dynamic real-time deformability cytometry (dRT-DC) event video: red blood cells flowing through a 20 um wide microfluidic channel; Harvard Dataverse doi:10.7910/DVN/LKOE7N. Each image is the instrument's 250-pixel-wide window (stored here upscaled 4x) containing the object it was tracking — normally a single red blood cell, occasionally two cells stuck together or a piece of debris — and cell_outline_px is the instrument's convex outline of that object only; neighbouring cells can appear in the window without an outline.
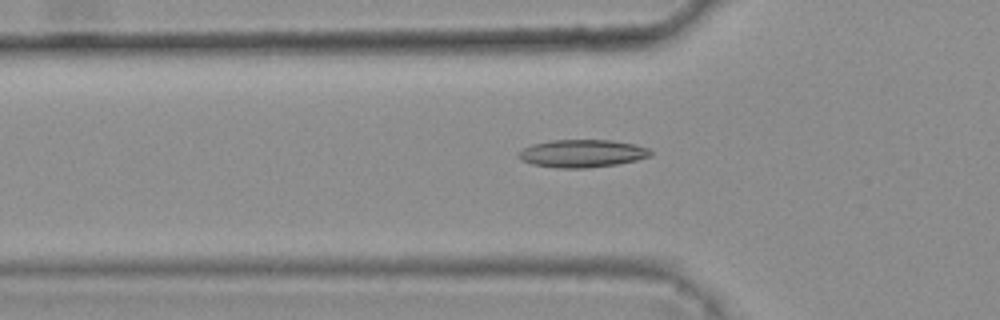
{"species": "common noctule bat (a hibernating species)", "species_latin": "Nyctalus noctula", "temperature_condition": "warm", "stored_images_in_passage": 47, "camera_frame_rate_fps": 3000, "um_per_image_px": 0.085, "animal": {"sex": "female", "body_mass_g": 25.1}, "frame": {"image": 1, "passage_image": 18, "time_ms": 5.667, "image_size_px": [1000, 320], "cell_outline_px": [[652, 156], [636, 160], [616, 164], [588, 168], [560, 168], [532, 164], [516, 156], [524, 148], [532, 144], [548, 140], [612, 140], [636, 144], [648, 148], [652, 152]], "centroid_in_image_um": [49.51, 13.03], "position_along_channel_um": 76.3, "area_um2": 21.33}}
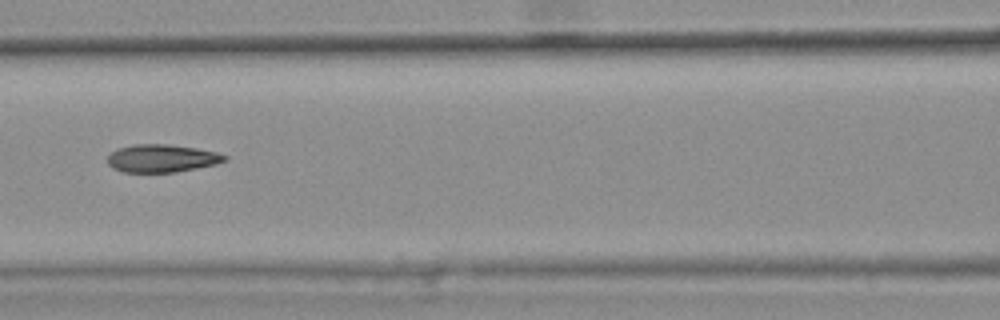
{"frame": {"image": 2, "passage_image": 24, "time_ms": 7.667, "image_size_px": [1000, 320], "cell_outline_px": [[228, 156], [224, 160], [216, 164], [176, 172], [124, 172], [112, 168], [108, 164], [108, 156], [112, 152], [120, 148], [132, 144], [168, 144], [196, 148], [216, 152]], "centroid_in_image_um": [13.74, 13.46], "position_along_channel_um": 152.9, "area_um2": 18.84}}
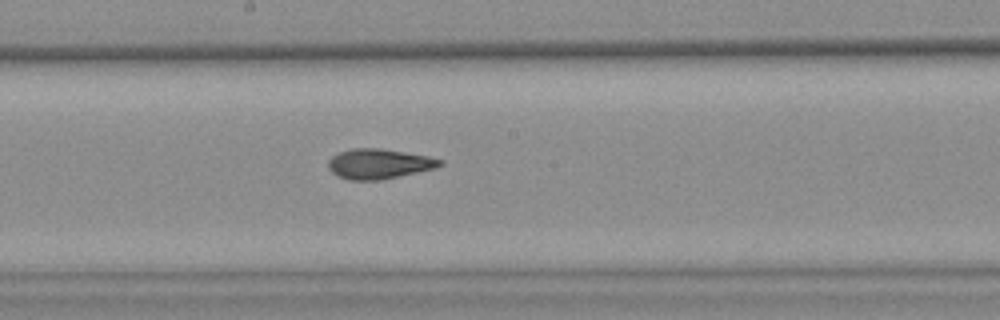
{"frame": {"image": 3, "passage_image": 29, "time_ms": 9.333, "image_size_px": [1000, 320], "cell_outline_px": [[444, 164], [432, 168], [380, 180], [348, 180], [336, 176], [328, 168], [328, 160], [332, 156], [340, 152], [352, 148], [380, 148], [428, 156], [444, 160]], "centroid_in_image_um": [32.16, 13.92], "position_along_channel_um": 216.0, "area_um2": 19.36}, "authors_computed_cell_mechanics": {"area_um2": 19.5364, "velocity_mm_per_s": 3.7951, "shape_relaxation_time_tau1_ms": null, "shape_relaxation_time_tau2_ms": 2.072, "deformation_change_tau1": null, "deformation_change_tau2": 0.0848}}